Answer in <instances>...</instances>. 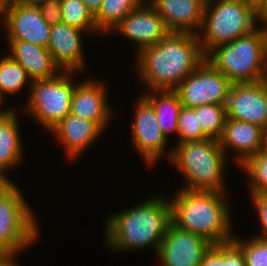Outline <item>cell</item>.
<instances>
[{"mask_svg":"<svg viewBox=\"0 0 267 266\" xmlns=\"http://www.w3.org/2000/svg\"><path fill=\"white\" fill-rule=\"evenodd\" d=\"M136 70L150 90H174L204 60L198 36L169 32L156 45L141 49Z\"/></svg>","mask_w":267,"mask_h":266,"instance_id":"obj_1","label":"cell"},{"mask_svg":"<svg viewBox=\"0 0 267 266\" xmlns=\"http://www.w3.org/2000/svg\"><path fill=\"white\" fill-rule=\"evenodd\" d=\"M107 217L106 246L112 250L131 251L153 247L157 253L171 221L170 200L162 195L147 198L139 205Z\"/></svg>","mask_w":267,"mask_h":266,"instance_id":"obj_2","label":"cell"},{"mask_svg":"<svg viewBox=\"0 0 267 266\" xmlns=\"http://www.w3.org/2000/svg\"><path fill=\"white\" fill-rule=\"evenodd\" d=\"M225 195L216 191L177 190L169 199L172 223L212 245L231 241L232 215Z\"/></svg>","mask_w":267,"mask_h":266,"instance_id":"obj_3","label":"cell"},{"mask_svg":"<svg viewBox=\"0 0 267 266\" xmlns=\"http://www.w3.org/2000/svg\"><path fill=\"white\" fill-rule=\"evenodd\" d=\"M175 145L166 152L170 164L185 178L182 189L226 192L223 171L228 159L218 140L207 138Z\"/></svg>","mask_w":267,"mask_h":266,"instance_id":"obj_4","label":"cell"},{"mask_svg":"<svg viewBox=\"0 0 267 266\" xmlns=\"http://www.w3.org/2000/svg\"><path fill=\"white\" fill-rule=\"evenodd\" d=\"M217 70L234 83H255L267 78V28L213 48L206 56Z\"/></svg>","mask_w":267,"mask_h":266,"instance_id":"obj_5","label":"cell"},{"mask_svg":"<svg viewBox=\"0 0 267 266\" xmlns=\"http://www.w3.org/2000/svg\"><path fill=\"white\" fill-rule=\"evenodd\" d=\"M257 23L255 5L246 0H216L207 4L197 34L204 55L252 32Z\"/></svg>","mask_w":267,"mask_h":266,"instance_id":"obj_6","label":"cell"},{"mask_svg":"<svg viewBox=\"0 0 267 266\" xmlns=\"http://www.w3.org/2000/svg\"><path fill=\"white\" fill-rule=\"evenodd\" d=\"M75 73L62 71L53 78L34 80L28 84V100L23 109L49 132L70 113L76 85L72 74Z\"/></svg>","mask_w":267,"mask_h":266,"instance_id":"obj_7","label":"cell"},{"mask_svg":"<svg viewBox=\"0 0 267 266\" xmlns=\"http://www.w3.org/2000/svg\"><path fill=\"white\" fill-rule=\"evenodd\" d=\"M29 207L18 186L0 201V255L17 257L36 242L38 222Z\"/></svg>","mask_w":267,"mask_h":266,"instance_id":"obj_8","label":"cell"},{"mask_svg":"<svg viewBox=\"0 0 267 266\" xmlns=\"http://www.w3.org/2000/svg\"><path fill=\"white\" fill-rule=\"evenodd\" d=\"M232 83L208 60H204L175 89L182 106L226 105Z\"/></svg>","mask_w":267,"mask_h":266,"instance_id":"obj_9","label":"cell"},{"mask_svg":"<svg viewBox=\"0 0 267 266\" xmlns=\"http://www.w3.org/2000/svg\"><path fill=\"white\" fill-rule=\"evenodd\" d=\"M2 25L7 40L48 47L51 26L43 19L37 5L6 1Z\"/></svg>","mask_w":267,"mask_h":266,"instance_id":"obj_10","label":"cell"},{"mask_svg":"<svg viewBox=\"0 0 267 266\" xmlns=\"http://www.w3.org/2000/svg\"><path fill=\"white\" fill-rule=\"evenodd\" d=\"M211 245L205 238L171 222L156 255L162 266H200Z\"/></svg>","mask_w":267,"mask_h":266,"instance_id":"obj_11","label":"cell"},{"mask_svg":"<svg viewBox=\"0 0 267 266\" xmlns=\"http://www.w3.org/2000/svg\"><path fill=\"white\" fill-rule=\"evenodd\" d=\"M227 118L267 127V82L234 83L227 103Z\"/></svg>","mask_w":267,"mask_h":266,"instance_id":"obj_12","label":"cell"},{"mask_svg":"<svg viewBox=\"0 0 267 266\" xmlns=\"http://www.w3.org/2000/svg\"><path fill=\"white\" fill-rule=\"evenodd\" d=\"M137 101L135 120L132 123V144L137 153L144 157L143 161L150 166L166 154L168 140L158 126L157 115L152 106L142 96Z\"/></svg>","mask_w":267,"mask_h":266,"instance_id":"obj_13","label":"cell"},{"mask_svg":"<svg viewBox=\"0 0 267 266\" xmlns=\"http://www.w3.org/2000/svg\"><path fill=\"white\" fill-rule=\"evenodd\" d=\"M114 30L136 42V53L145 47L156 45L169 33L162 18L148 0H144L127 14Z\"/></svg>","mask_w":267,"mask_h":266,"instance_id":"obj_14","label":"cell"},{"mask_svg":"<svg viewBox=\"0 0 267 266\" xmlns=\"http://www.w3.org/2000/svg\"><path fill=\"white\" fill-rule=\"evenodd\" d=\"M82 82H77L75 85L70 113L94 121L105 130L113 111L106 98L108 96L105 83L93 80V78H86Z\"/></svg>","mask_w":267,"mask_h":266,"instance_id":"obj_15","label":"cell"},{"mask_svg":"<svg viewBox=\"0 0 267 266\" xmlns=\"http://www.w3.org/2000/svg\"><path fill=\"white\" fill-rule=\"evenodd\" d=\"M83 30L59 23L51 26L48 51L61 71L80 72L85 67L83 55Z\"/></svg>","mask_w":267,"mask_h":266,"instance_id":"obj_16","label":"cell"},{"mask_svg":"<svg viewBox=\"0 0 267 266\" xmlns=\"http://www.w3.org/2000/svg\"><path fill=\"white\" fill-rule=\"evenodd\" d=\"M169 32L199 34L205 4L200 0H148ZM198 31V32H197Z\"/></svg>","mask_w":267,"mask_h":266,"instance_id":"obj_17","label":"cell"},{"mask_svg":"<svg viewBox=\"0 0 267 266\" xmlns=\"http://www.w3.org/2000/svg\"><path fill=\"white\" fill-rule=\"evenodd\" d=\"M104 132L96 122L69 113L49 133L64 146L66 157L75 160Z\"/></svg>","mask_w":267,"mask_h":266,"instance_id":"obj_18","label":"cell"},{"mask_svg":"<svg viewBox=\"0 0 267 266\" xmlns=\"http://www.w3.org/2000/svg\"><path fill=\"white\" fill-rule=\"evenodd\" d=\"M262 132L263 129L252 123L227 118L218 141L226 156L228 149L235 152L234 162L241 166L250 156L260 151Z\"/></svg>","mask_w":267,"mask_h":266,"instance_id":"obj_19","label":"cell"},{"mask_svg":"<svg viewBox=\"0 0 267 266\" xmlns=\"http://www.w3.org/2000/svg\"><path fill=\"white\" fill-rule=\"evenodd\" d=\"M7 41L11 52L9 56L20 63L32 81L50 79L62 72L47 48L26 41Z\"/></svg>","mask_w":267,"mask_h":266,"instance_id":"obj_20","label":"cell"},{"mask_svg":"<svg viewBox=\"0 0 267 266\" xmlns=\"http://www.w3.org/2000/svg\"><path fill=\"white\" fill-rule=\"evenodd\" d=\"M14 108L0 112V173L18 166L23 157L20 128Z\"/></svg>","mask_w":267,"mask_h":266,"instance_id":"obj_21","label":"cell"},{"mask_svg":"<svg viewBox=\"0 0 267 266\" xmlns=\"http://www.w3.org/2000/svg\"><path fill=\"white\" fill-rule=\"evenodd\" d=\"M141 96L152 106L158 126L166 139L171 133L178 135L177 123L182 107L178 94L174 90H150Z\"/></svg>","mask_w":267,"mask_h":266,"instance_id":"obj_22","label":"cell"},{"mask_svg":"<svg viewBox=\"0 0 267 266\" xmlns=\"http://www.w3.org/2000/svg\"><path fill=\"white\" fill-rule=\"evenodd\" d=\"M144 0H103L94 21L98 32L109 33ZM111 30V31H110ZM104 31V32H103ZM109 31V32H108Z\"/></svg>","mask_w":267,"mask_h":266,"instance_id":"obj_23","label":"cell"},{"mask_svg":"<svg viewBox=\"0 0 267 266\" xmlns=\"http://www.w3.org/2000/svg\"><path fill=\"white\" fill-rule=\"evenodd\" d=\"M32 82L26 70L20 63L14 61L9 55L0 59V93L4 98L7 94L21 92L27 83Z\"/></svg>","mask_w":267,"mask_h":266,"instance_id":"obj_24","label":"cell"},{"mask_svg":"<svg viewBox=\"0 0 267 266\" xmlns=\"http://www.w3.org/2000/svg\"><path fill=\"white\" fill-rule=\"evenodd\" d=\"M203 133L210 139L219 140L227 120L226 105L207 104L194 108Z\"/></svg>","mask_w":267,"mask_h":266,"instance_id":"obj_25","label":"cell"},{"mask_svg":"<svg viewBox=\"0 0 267 266\" xmlns=\"http://www.w3.org/2000/svg\"><path fill=\"white\" fill-rule=\"evenodd\" d=\"M62 23L79 28L83 31H96L93 14L82 0H61Z\"/></svg>","mask_w":267,"mask_h":266,"instance_id":"obj_26","label":"cell"},{"mask_svg":"<svg viewBox=\"0 0 267 266\" xmlns=\"http://www.w3.org/2000/svg\"><path fill=\"white\" fill-rule=\"evenodd\" d=\"M248 179L251 194H267V155L257 152L239 166Z\"/></svg>","mask_w":267,"mask_h":266,"instance_id":"obj_27","label":"cell"},{"mask_svg":"<svg viewBox=\"0 0 267 266\" xmlns=\"http://www.w3.org/2000/svg\"><path fill=\"white\" fill-rule=\"evenodd\" d=\"M178 141L183 142L202 141L208 137L203 133L199 124L198 115L194 108L182 106L178 117Z\"/></svg>","mask_w":267,"mask_h":266,"instance_id":"obj_28","label":"cell"},{"mask_svg":"<svg viewBox=\"0 0 267 266\" xmlns=\"http://www.w3.org/2000/svg\"><path fill=\"white\" fill-rule=\"evenodd\" d=\"M243 251L246 266H267V241L252 237L243 241L236 236L232 239Z\"/></svg>","mask_w":267,"mask_h":266,"instance_id":"obj_29","label":"cell"},{"mask_svg":"<svg viewBox=\"0 0 267 266\" xmlns=\"http://www.w3.org/2000/svg\"><path fill=\"white\" fill-rule=\"evenodd\" d=\"M60 4L61 0H42L36 4L50 26L62 23Z\"/></svg>","mask_w":267,"mask_h":266,"instance_id":"obj_30","label":"cell"},{"mask_svg":"<svg viewBox=\"0 0 267 266\" xmlns=\"http://www.w3.org/2000/svg\"><path fill=\"white\" fill-rule=\"evenodd\" d=\"M223 266H246L243 251L233 240L223 243Z\"/></svg>","mask_w":267,"mask_h":266,"instance_id":"obj_31","label":"cell"},{"mask_svg":"<svg viewBox=\"0 0 267 266\" xmlns=\"http://www.w3.org/2000/svg\"><path fill=\"white\" fill-rule=\"evenodd\" d=\"M252 201L257 210L260 227L262 228L261 234H256L255 237L267 241V194H251Z\"/></svg>","mask_w":267,"mask_h":266,"instance_id":"obj_32","label":"cell"},{"mask_svg":"<svg viewBox=\"0 0 267 266\" xmlns=\"http://www.w3.org/2000/svg\"><path fill=\"white\" fill-rule=\"evenodd\" d=\"M200 266H223V243L211 245L204 253Z\"/></svg>","mask_w":267,"mask_h":266,"instance_id":"obj_33","label":"cell"},{"mask_svg":"<svg viewBox=\"0 0 267 266\" xmlns=\"http://www.w3.org/2000/svg\"><path fill=\"white\" fill-rule=\"evenodd\" d=\"M256 20L267 28V0H259L255 5Z\"/></svg>","mask_w":267,"mask_h":266,"instance_id":"obj_34","label":"cell"},{"mask_svg":"<svg viewBox=\"0 0 267 266\" xmlns=\"http://www.w3.org/2000/svg\"><path fill=\"white\" fill-rule=\"evenodd\" d=\"M4 175L0 173V201L16 186Z\"/></svg>","mask_w":267,"mask_h":266,"instance_id":"obj_35","label":"cell"},{"mask_svg":"<svg viewBox=\"0 0 267 266\" xmlns=\"http://www.w3.org/2000/svg\"><path fill=\"white\" fill-rule=\"evenodd\" d=\"M93 16L98 12L103 0H82Z\"/></svg>","mask_w":267,"mask_h":266,"instance_id":"obj_36","label":"cell"},{"mask_svg":"<svg viewBox=\"0 0 267 266\" xmlns=\"http://www.w3.org/2000/svg\"><path fill=\"white\" fill-rule=\"evenodd\" d=\"M16 261V257L14 256L0 255V266H18V262Z\"/></svg>","mask_w":267,"mask_h":266,"instance_id":"obj_37","label":"cell"},{"mask_svg":"<svg viewBox=\"0 0 267 266\" xmlns=\"http://www.w3.org/2000/svg\"><path fill=\"white\" fill-rule=\"evenodd\" d=\"M259 152L267 155V127L262 132V144Z\"/></svg>","mask_w":267,"mask_h":266,"instance_id":"obj_38","label":"cell"},{"mask_svg":"<svg viewBox=\"0 0 267 266\" xmlns=\"http://www.w3.org/2000/svg\"><path fill=\"white\" fill-rule=\"evenodd\" d=\"M6 1L7 0H0V24L3 23Z\"/></svg>","mask_w":267,"mask_h":266,"instance_id":"obj_39","label":"cell"},{"mask_svg":"<svg viewBox=\"0 0 267 266\" xmlns=\"http://www.w3.org/2000/svg\"><path fill=\"white\" fill-rule=\"evenodd\" d=\"M7 1H13V2H18V3H22V4H38L39 2H41L42 0H7Z\"/></svg>","mask_w":267,"mask_h":266,"instance_id":"obj_40","label":"cell"},{"mask_svg":"<svg viewBox=\"0 0 267 266\" xmlns=\"http://www.w3.org/2000/svg\"><path fill=\"white\" fill-rule=\"evenodd\" d=\"M3 100H4V98L2 97V95H1V93H0V106L2 105ZM1 108H2V107H0V112H2V111H7V110L12 109V108H9V107H8V109H4V107H3V109H1Z\"/></svg>","mask_w":267,"mask_h":266,"instance_id":"obj_41","label":"cell"},{"mask_svg":"<svg viewBox=\"0 0 267 266\" xmlns=\"http://www.w3.org/2000/svg\"><path fill=\"white\" fill-rule=\"evenodd\" d=\"M200 1H202L205 5L213 2V0H200Z\"/></svg>","mask_w":267,"mask_h":266,"instance_id":"obj_42","label":"cell"},{"mask_svg":"<svg viewBox=\"0 0 267 266\" xmlns=\"http://www.w3.org/2000/svg\"><path fill=\"white\" fill-rule=\"evenodd\" d=\"M246 1L251 2V3H253L254 5H256L257 2H258L259 0H246Z\"/></svg>","mask_w":267,"mask_h":266,"instance_id":"obj_43","label":"cell"}]
</instances>
